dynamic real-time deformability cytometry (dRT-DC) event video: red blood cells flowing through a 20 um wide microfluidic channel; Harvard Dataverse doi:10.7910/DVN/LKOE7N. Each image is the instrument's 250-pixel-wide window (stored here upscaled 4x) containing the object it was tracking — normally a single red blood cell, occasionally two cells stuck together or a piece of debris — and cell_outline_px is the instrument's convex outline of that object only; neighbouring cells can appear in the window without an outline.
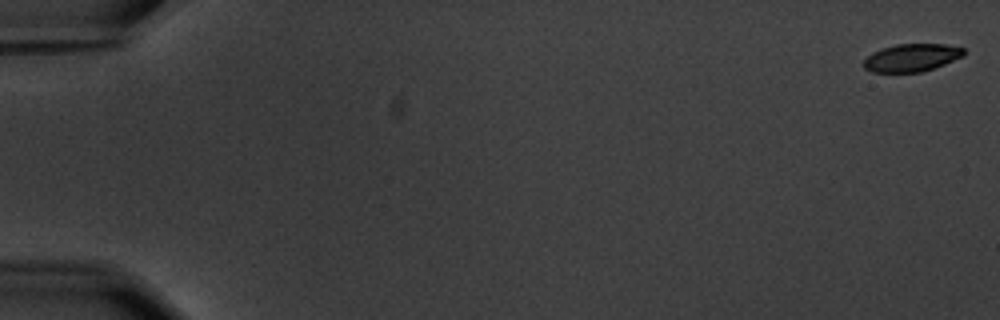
{"species": "common noctule bat (a hibernating species)", "species_latin": "Nyctalus noctula", "temperature_condition": "warm", "stored_images_in_passage": 58, "camera_frame_rate_fps": 3000, "um_per_image_px": 0.085, "animal": {"sex": "male", "body_mass_g": 20.1, "forearm_length_mm": 53.5}, "frame": {"image": 1, "passage_image": 1, "time_ms": 0.0, "image_size_px": [1000, 320], "cell_outline_px": [[964, 56], [944, 64], [920, 72], [872, 72], [864, 68], [864, 60], [872, 52], [896, 44], [944, 44], [964, 48]], "centroid_in_image_um": [77.49, 4.9], "position_along_channel_um": 7.5, "area_um2": 16.01}}
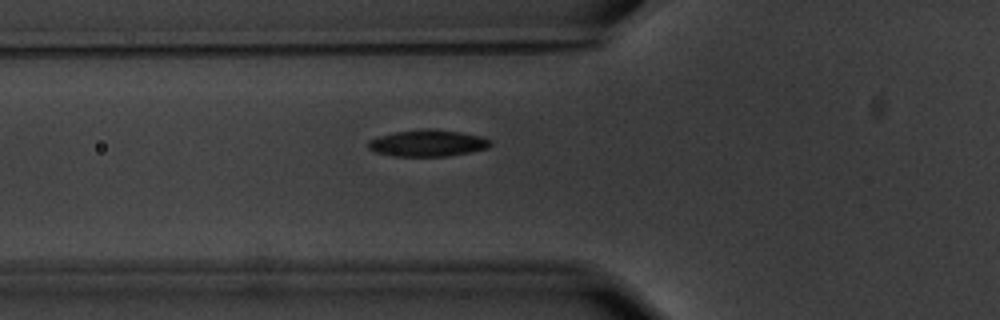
{"frame": {"image": 2, "passage_image": 22, "time_ms": 7.0, "image_size_px": [1000, 320], "cell_outline_px": [[492, 144], [488, 148], [448, 156], [392, 156], [376, 152], [368, 148], [368, 140], [376, 136], [396, 132], [424, 128], [432, 128], [460, 132], [480, 136], [492, 140]], "centroid_in_image_um": [36.34, 12.16], "position_along_channel_um": 89.5, "area_um2": 19.07}}
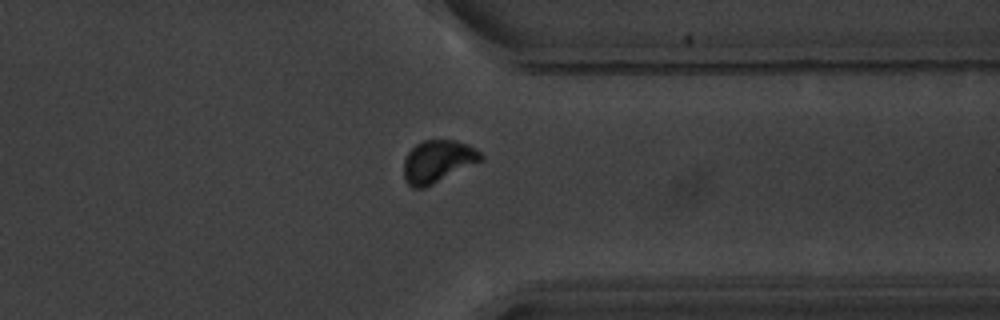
{"frame": {"image": 3, "passage_image": 46, "time_ms": 15.0, "image_size_px": [1000, 320], "cell_outline_px": [[484, 160], [424, 188], [412, 188], [404, 180], [404, 160], [408, 152], [416, 144], [424, 140], [456, 140], [468, 144], [480, 152], [484, 156]], "centroid_in_image_um": [37.22, 13.72], "position_along_channel_um": 374.2, "area_um2": 19.13}, "authors_computed_cell_mechanics": {"area_um2": 18.3804, "velocity_mm_per_s": 3.5691, "shape_relaxation_time_tau1_ms": 3.3676, "shape_relaxation_time_tau2_ms": 3.1368, "deformation_change_tau1": 0.1446, "deformation_change_tau2": 0.0667}}